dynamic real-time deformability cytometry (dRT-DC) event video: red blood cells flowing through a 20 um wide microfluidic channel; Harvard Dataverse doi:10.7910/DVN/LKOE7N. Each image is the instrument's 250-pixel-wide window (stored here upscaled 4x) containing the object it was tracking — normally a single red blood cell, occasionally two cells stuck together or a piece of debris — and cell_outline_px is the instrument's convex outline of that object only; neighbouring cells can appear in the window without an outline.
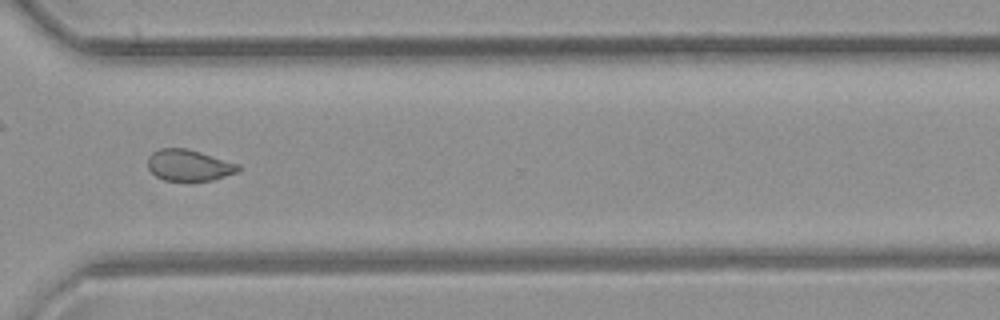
{"species": "common noctule bat (a hibernating species)", "species_latin": "Nyctalus noctula", "temperature_condition": "room temperature", "stored_images_in_passage": 47, "camera_frame_rate_fps": 3000, "um_per_image_px": 0.085, "animal": {"sex": "female", "body_mass_g": 21.9}, "frame": {"image": 1, "passage_image": 34, "time_ms": 11.0, "image_size_px": [1000, 320], "cell_outline_px": [[240, 168], [236, 172], [212, 180], [164, 180], [156, 176], [148, 168], [148, 156], [152, 152], [160, 148], [188, 148], [240, 164]], "centroid_in_image_um": [16.04, 14.03], "position_along_channel_um": 354.6, "area_um2": 16.42}}